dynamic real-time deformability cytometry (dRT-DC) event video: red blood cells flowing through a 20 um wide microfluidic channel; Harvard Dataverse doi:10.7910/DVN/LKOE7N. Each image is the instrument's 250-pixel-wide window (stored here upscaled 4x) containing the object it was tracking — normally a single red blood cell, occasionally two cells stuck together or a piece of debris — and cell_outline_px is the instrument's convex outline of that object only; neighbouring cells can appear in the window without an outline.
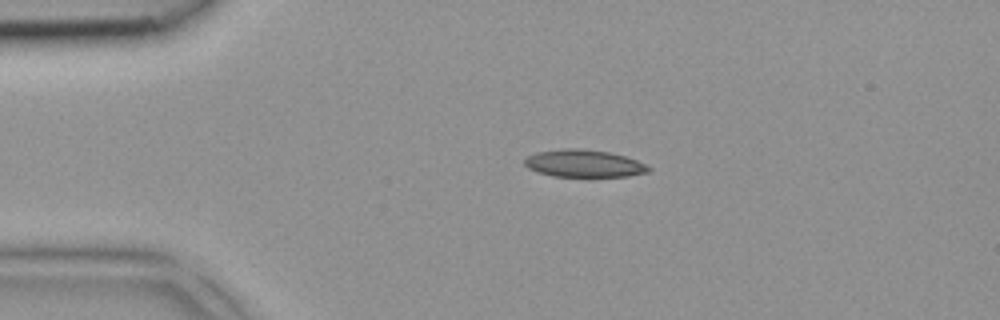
{"species": "common noctule bat (a hibernating species)", "species_latin": "Nyctalus noctula", "temperature_condition": "room temperature", "stored_images_in_passage": 2, "camera_frame_rate_fps": 3000, "um_per_image_px": 0.085, "animal": {"sex": "female", "body_mass_g": 18.4}, "frame": {"image": 1, "passage_image": 1, "time_ms": 0.0, "image_size_px": [1000, 320], "cell_outline_px": [[652, 168], [648, 172], [628, 176], [552, 176], [536, 172], [528, 168], [524, 164], [524, 156], [536, 152], [560, 148], [580, 148], [612, 152], [648, 164]], "centroid_in_image_um": [49.6, 13.88], "position_along_channel_um": 35.4, "area_um2": 20.11}}